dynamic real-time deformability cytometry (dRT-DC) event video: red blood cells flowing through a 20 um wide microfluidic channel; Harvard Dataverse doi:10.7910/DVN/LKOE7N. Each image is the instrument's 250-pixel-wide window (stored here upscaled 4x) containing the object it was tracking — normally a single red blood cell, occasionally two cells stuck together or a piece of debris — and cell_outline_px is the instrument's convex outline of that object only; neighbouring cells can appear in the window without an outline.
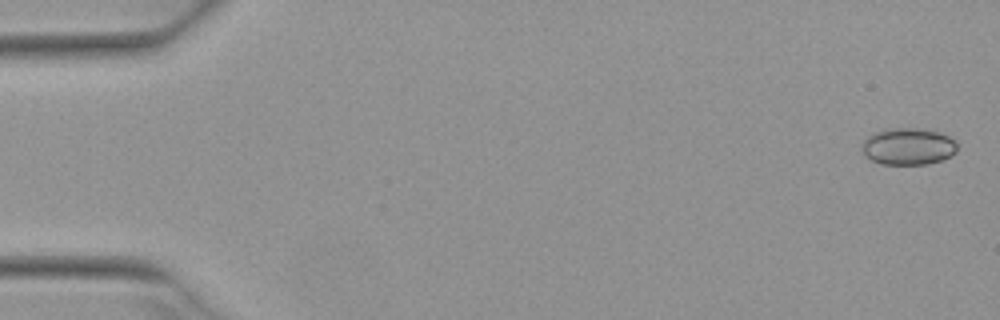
{"species": "Egyptian fruit bat (a non-hibernating species)", "species_latin": "Rousettus aegyptiacus", "temperature_condition": "warm", "stored_images_in_passage": 18, "camera_frame_rate_fps": 3000, "um_per_image_px": 0.085, "animal": {"sex": "female"}, "frame": {"image": 1, "passage_image": 2, "time_ms": 0.333, "image_size_px": [1000, 320], "cell_outline_px": [[956, 152], [940, 160], [928, 164], [880, 164], [864, 156], [860, 144], [872, 132], [884, 128], [920, 128], [940, 132], [956, 140]], "centroid_in_image_um": [77.14, 12.43], "position_along_channel_um": 7.9, "area_um2": 20.75}}
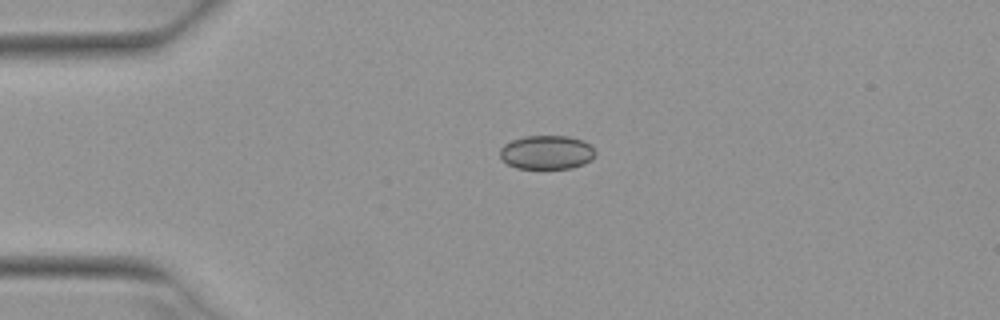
{"frame": {"image": 2, "passage_image": 13, "time_ms": 4.0, "image_size_px": [1000, 320], "cell_outline_px": [[596, 152], [592, 160], [584, 164], [572, 168], [516, 168], [500, 160], [500, 148], [504, 144], [512, 140], [524, 136], [568, 136], [584, 140]], "centroid_in_image_um": [46.46, 12.95], "position_along_channel_um": 38.5, "area_um2": 18.96}}